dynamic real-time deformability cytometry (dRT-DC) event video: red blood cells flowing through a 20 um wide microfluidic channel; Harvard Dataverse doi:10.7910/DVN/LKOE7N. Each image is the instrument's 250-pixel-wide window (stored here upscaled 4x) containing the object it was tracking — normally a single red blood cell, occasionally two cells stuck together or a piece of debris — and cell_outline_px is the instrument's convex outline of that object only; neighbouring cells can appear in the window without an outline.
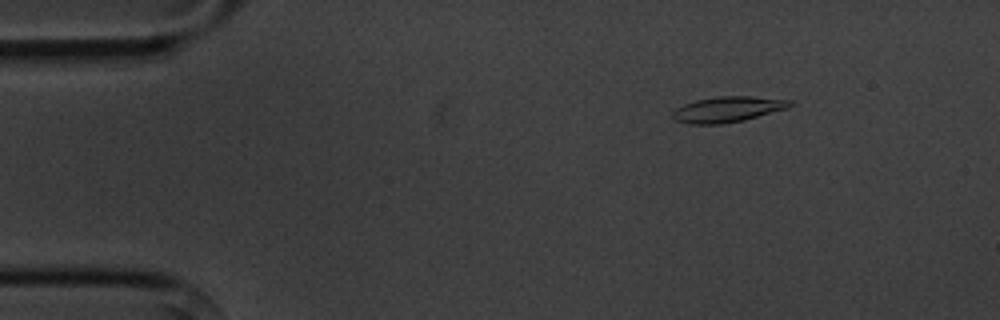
{"species": "common noctule bat (a hibernating species)", "species_latin": "Nyctalus noctula", "temperature_condition": "cold", "stored_images_in_passage": 5, "camera_frame_rate_fps": 3000, "um_per_image_px": 0.085, "animal": {"sex": "male", "body_mass_g": 20.1, "forearm_length_mm": 53.5}, "frame": {"image": 1, "passage_image": 2, "time_ms": 1.0, "image_size_px": [1000, 320], "cell_outline_px": [[796, 104], [788, 108], [744, 120], [720, 124], [688, 124], [676, 120], [672, 116], [672, 112], [676, 108], [684, 104], [696, 100], [716, 96], [752, 96], [792, 100]], "centroid_in_image_um": [61.88, 9.28], "position_along_channel_um": 23.1, "area_um2": 17.63}}